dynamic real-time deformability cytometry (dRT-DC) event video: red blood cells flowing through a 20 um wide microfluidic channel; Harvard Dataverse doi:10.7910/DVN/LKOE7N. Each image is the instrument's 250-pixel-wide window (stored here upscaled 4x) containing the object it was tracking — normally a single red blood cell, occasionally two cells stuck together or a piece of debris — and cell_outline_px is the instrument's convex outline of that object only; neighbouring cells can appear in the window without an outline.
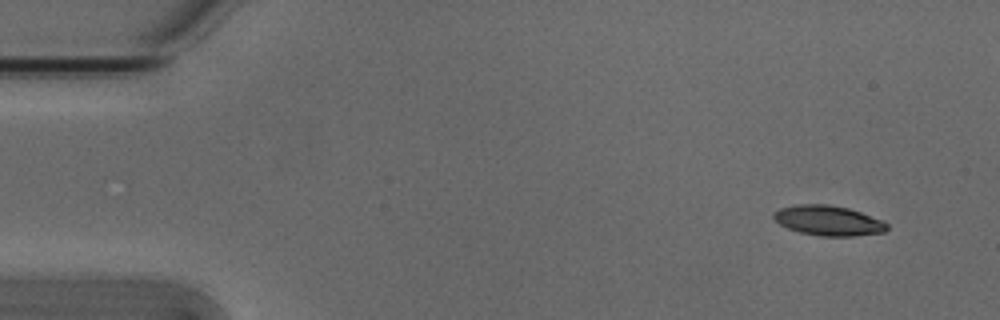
{"species": "Egyptian fruit bat (a non-hibernating species)", "species_latin": "Rousettus aegyptiacus", "temperature_condition": "cold", "stored_images_in_passage": 5, "camera_frame_rate_fps": 3000, "um_per_image_px": 0.085, "animal": {"sex": "male"}, "frame": {"image": 1, "passage_image": 1, "time_ms": 0.0, "image_size_px": [1000, 320], "cell_outline_px": [[888, 228], [884, 232], [852, 236], [820, 236], [800, 232], [788, 228], [780, 224], [772, 216], [772, 212], [780, 208], [796, 204], [828, 204], [848, 208], [860, 212], [880, 220], [888, 224]], "centroid_in_image_um": [70.37, 18.74], "position_along_channel_um": 14.6, "area_um2": 19.71}}